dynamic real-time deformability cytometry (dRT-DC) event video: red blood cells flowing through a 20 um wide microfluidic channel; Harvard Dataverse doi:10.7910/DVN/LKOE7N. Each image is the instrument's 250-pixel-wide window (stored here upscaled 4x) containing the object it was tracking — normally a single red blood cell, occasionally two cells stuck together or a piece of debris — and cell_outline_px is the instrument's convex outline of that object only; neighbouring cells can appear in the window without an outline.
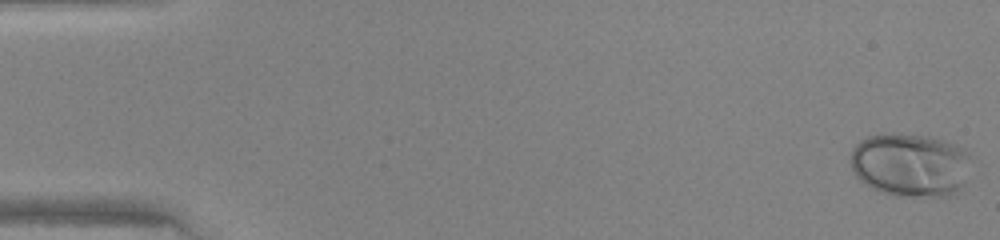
{"species": "human", "species_latin": "Homo sapiens", "temperature_condition": "warm", "stored_images_in_passage": 39, "camera_frame_rate_fps": 3000, "um_per_image_px": 0.085, "donor": {"sex": "female"}, "frame": {"image": 1, "passage_image": 1, "time_ms": 0.0, "image_size_px": [1000, 240], "cell_outline_px": [[968, 156], [960, 192], [956, 196], [896, 196], [872, 188], [860, 180], [856, 176], [852, 168], [852, 148], [860, 140], [868, 136], [892, 132], [896, 132], [928, 136], [944, 140], [956, 144], [964, 148], [968, 152]], "centroid_in_image_um": [77.35, 14.0], "position_along_channel_um": 7.7, "area_um2": 44.62}}
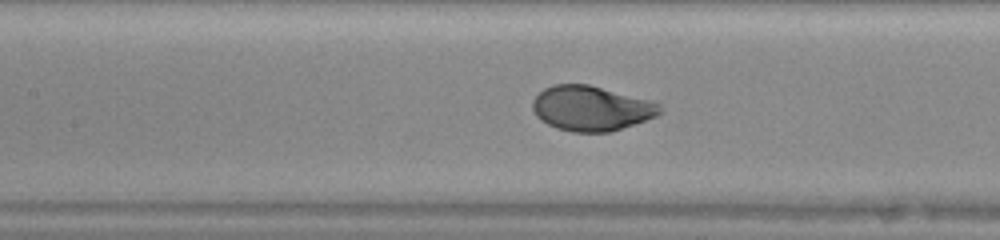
{"frame": {"image": 2, "passage_image": 22, "time_ms": 7.0, "image_size_px": [1000, 240], "cell_outline_px": [[664, 112], [656, 116], [608, 132], [572, 132], [556, 128], [540, 120], [536, 116], [532, 108], [532, 100], [544, 88], [552, 84], [588, 84], [652, 100], [660, 104], [664, 108]], "centroid_in_image_um": [50.25, 9.19], "position_along_channel_um": 157.1, "area_um2": 33.47}}
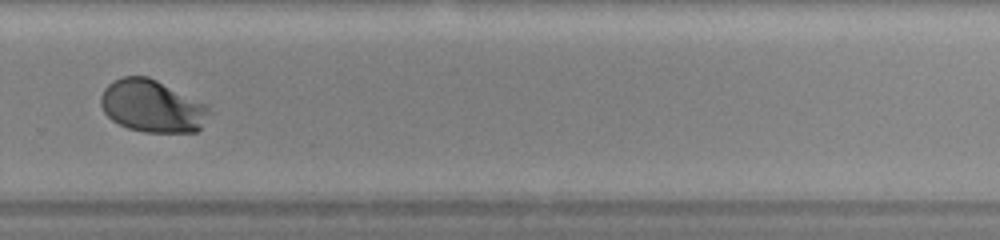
{"frame": {"image": 3, "passage_image": 33, "time_ms": 10.667, "image_size_px": [1000, 240], "cell_outline_px": [[208, 112], [200, 128], [196, 132], [144, 132], [128, 128], [112, 120], [104, 112], [100, 104], [100, 96], [104, 88], [108, 84], [124, 76], [148, 76], [208, 104]], "centroid_in_image_um": [12.91, 9.01], "position_along_channel_um": 316.9, "area_um2": 32.89}}